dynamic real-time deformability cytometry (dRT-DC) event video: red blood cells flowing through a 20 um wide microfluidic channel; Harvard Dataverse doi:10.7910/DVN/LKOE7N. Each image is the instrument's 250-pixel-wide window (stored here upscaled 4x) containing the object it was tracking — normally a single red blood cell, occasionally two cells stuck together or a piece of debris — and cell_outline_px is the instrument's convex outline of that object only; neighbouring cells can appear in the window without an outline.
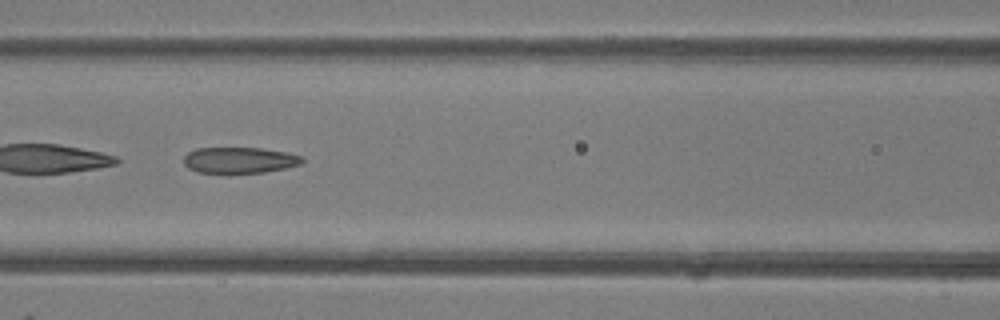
{"species": "common noctule bat (a hibernating species)", "species_latin": "Nyctalus noctula", "temperature_condition": "room temperature", "stored_images_in_passage": 45, "camera_frame_rate_fps": 3000, "um_per_image_px": 0.085, "animal": {"sex": "female"}, "frame": {"image": 1, "passage_image": 20, "time_ms": 6.333, "image_size_px": [1000, 320], "cell_outline_px": [[304, 160], [300, 164], [284, 168], [264, 172], [196, 172], [188, 168], [184, 164], [184, 156], [188, 152], [196, 148], [260, 148], [288, 152], [300, 156]], "centroid_in_image_um": [20.33, 13.6], "position_along_channel_um": 146.3, "area_um2": 17.74}}
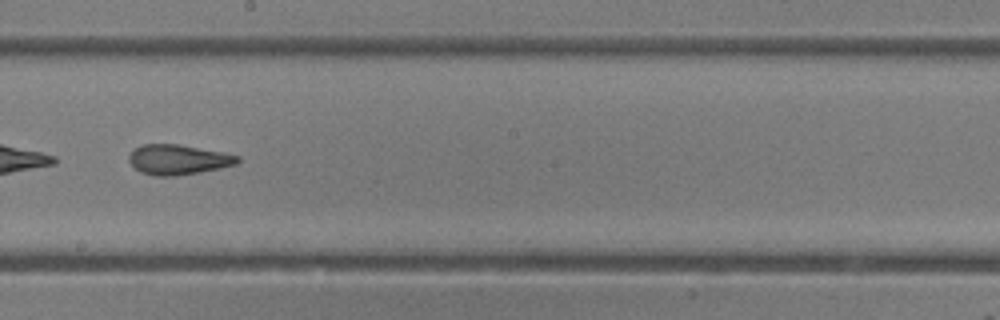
{"frame": {"image": 2, "passage_image": 26, "time_ms": 8.333, "image_size_px": [1000, 320], "cell_outline_px": [[240, 160], [236, 164], [220, 168], [200, 172], [176, 176], [152, 176], [140, 172], [128, 160], [128, 156], [136, 148], [144, 144], [180, 144], [224, 152], [240, 156]], "centroid_in_image_um": [15.16, 13.57], "position_along_channel_um": 233.0, "area_um2": 19.07}, "authors_computed_cell_mechanics": {"area_um2": 20.6346, "velocity_mm_per_s": 4.3411, "shape_relaxation_time_tau1_ms": null, "shape_relaxation_time_tau2_ms": 2.5542, "deformation_change_tau1": null, "deformation_change_tau2": 0.1061}}